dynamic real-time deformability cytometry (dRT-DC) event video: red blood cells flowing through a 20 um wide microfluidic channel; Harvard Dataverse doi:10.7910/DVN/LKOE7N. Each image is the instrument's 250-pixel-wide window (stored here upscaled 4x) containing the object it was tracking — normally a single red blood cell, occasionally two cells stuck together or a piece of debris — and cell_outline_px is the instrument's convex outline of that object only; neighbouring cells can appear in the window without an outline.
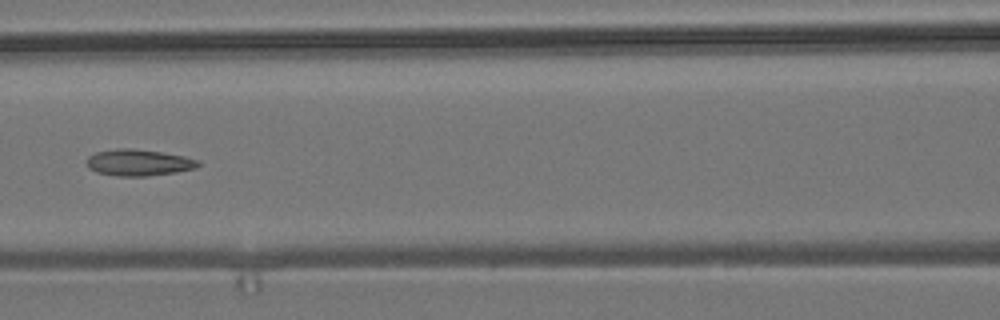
{"species": "common noctule bat (a hibernating species)", "species_latin": "Nyctalus noctula", "temperature_condition": "room temperature", "stored_images_in_passage": 8, "camera_frame_rate_fps": 3000, "um_per_image_px": 0.085, "animal": {"sex": "male", "body_mass_g": 19.2, "forearm_length_mm": 51.8}, "frame": {"image": 1, "passage_image": 7, "time_ms": 7.0, "image_size_px": [1000, 320], "cell_outline_px": [[200, 164], [196, 168], [176, 172], [148, 176], [116, 176], [96, 172], [88, 168], [88, 156], [96, 152], [116, 148], [132, 148], [160, 152], [184, 156], [200, 160]], "centroid_in_image_um": [11.79, 13.82], "position_along_channel_um": 154.8, "area_um2": 17.22}}
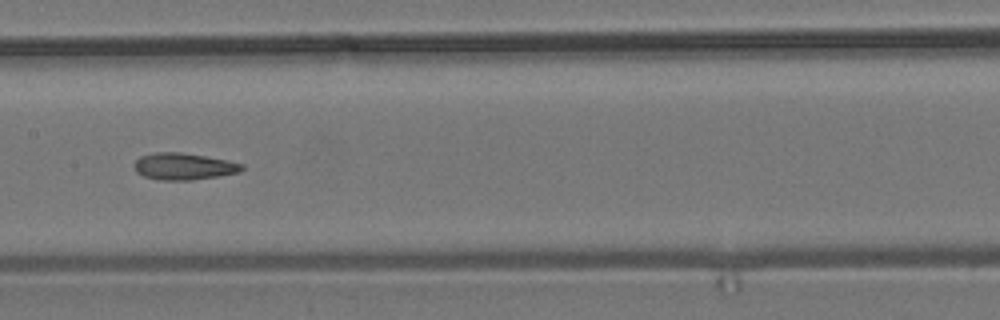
{"frame": {"image": 2, "passage_image": 8, "time_ms": 8.0, "image_size_px": [1000, 320], "cell_outline_px": [[244, 168], [240, 172], [220, 176], [192, 180], [160, 180], [144, 176], [136, 172], [132, 164], [140, 156], [156, 152], [180, 152], [228, 160], [244, 164]], "centroid_in_image_um": [15.61, 14.14], "position_along_channel_um": 191.8, "area_um2": 16.94}}